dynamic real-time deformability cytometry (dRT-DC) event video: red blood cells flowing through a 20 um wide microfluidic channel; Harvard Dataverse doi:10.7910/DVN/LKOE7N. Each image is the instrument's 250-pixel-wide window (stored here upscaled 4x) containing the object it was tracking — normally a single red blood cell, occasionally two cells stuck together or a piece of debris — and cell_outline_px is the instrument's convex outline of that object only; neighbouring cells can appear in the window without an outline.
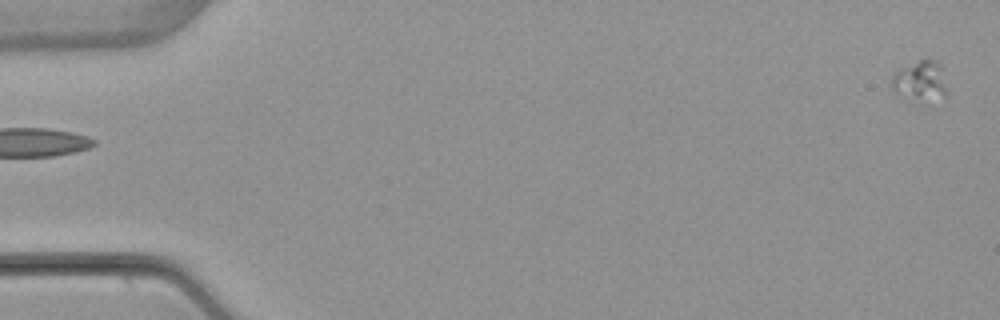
{"species": "common noctule bat (a hibernating species)", "species_latin": "Nyctalus noctula", "temperature_condition": "warm", "stored_images_in_passage": 5, "segment_of_instrument_passage": [2, 2], "camera_frame_rate_fps": 3000, "um_per_image_px": 0.085, "animal": {"sex": "female", "body_mass_g": 22.7, "forearm_length_mm": 54.2}, "frame": {"image": 1, "passage_image": 5, "time_ms": 5.667, "image_size_px": [1000, 320], "cell_outline_px": [[948, 96], [896, 96], [892, 92], [892, 76], [900, 68], [920, 60], [936, 60], [944, 68], [948, 92]], "centroid_in_image_um": [78.24, 6.79], "position_along_channel_um": 6.8, "area_um2": 12.43}}